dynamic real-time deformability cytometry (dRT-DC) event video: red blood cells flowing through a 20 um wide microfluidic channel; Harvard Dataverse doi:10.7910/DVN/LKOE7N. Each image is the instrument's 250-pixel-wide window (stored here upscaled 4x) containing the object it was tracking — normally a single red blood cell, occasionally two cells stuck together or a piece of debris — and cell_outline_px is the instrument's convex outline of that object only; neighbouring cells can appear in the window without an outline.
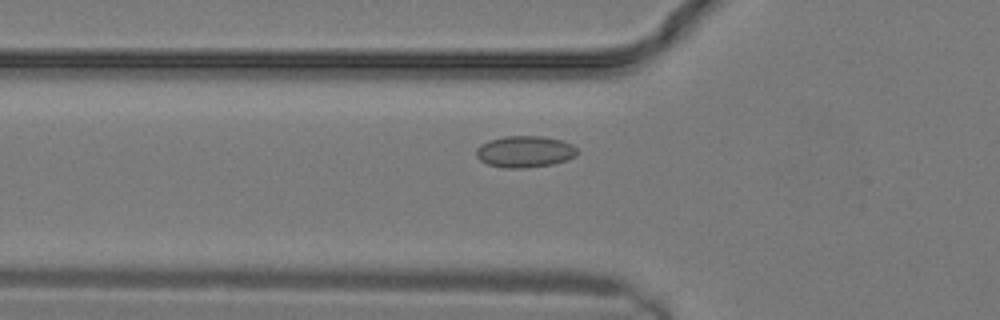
{"species": "common noctule bat (a hibernating species)", "species_latin": "Nyctalus noctula", "temperature_condition": "warm", "stored_images_in_passage": 12, "camera_frame_rate_fps": 3000, "um_per_image_px": 0.085, "animal": {"sex": "male", "body_mass_g": 19.2, "forearm_length_mm": 51.8}, "frame": {"image": 1, "passage_image": 5, "time_ms": 1.333, "image_size_px": [1000, 320], "cell_outline_px": [[576, 156], [552, 164], [528, 168], [504, 168], [488, 164], [480, 160], [476, 156], [476, 148], [480, 144], [488, 140], [504, 136], [544, 136], [560, 140], [572, 144], [576, 148]], "centroid_in_image_um": [44.57, 12.88], "position_along_channel_um": 81.2, "area_um2": 18.61}}
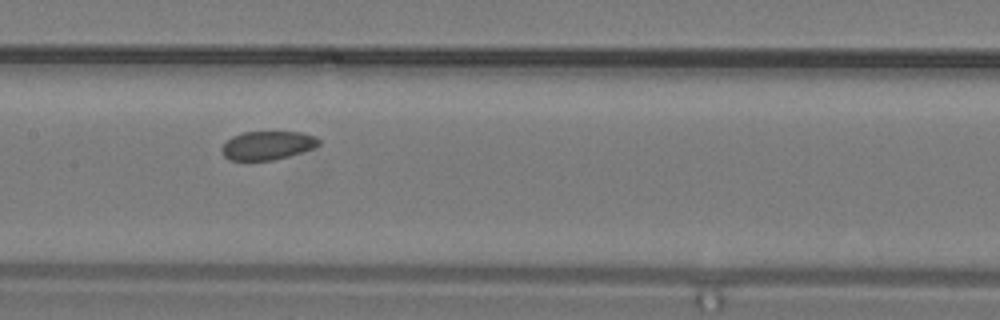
{"frame": {"image": 2, "passage_image": 9, "time_ms": 2.667, "image_size_px": [1000, 320], "cell_outline_px": [[320, 144], [312, 148], [288, 156], [272, 160], [228, 160], [224, 156], [220, 148], [232, 136], [244, 132], [300, 132], [316, 136], [320, 140]], "centroid_in_image_um": [22.72, 12.35], "position_along_channel_um": 184.7, "area_um2": 16.07}}
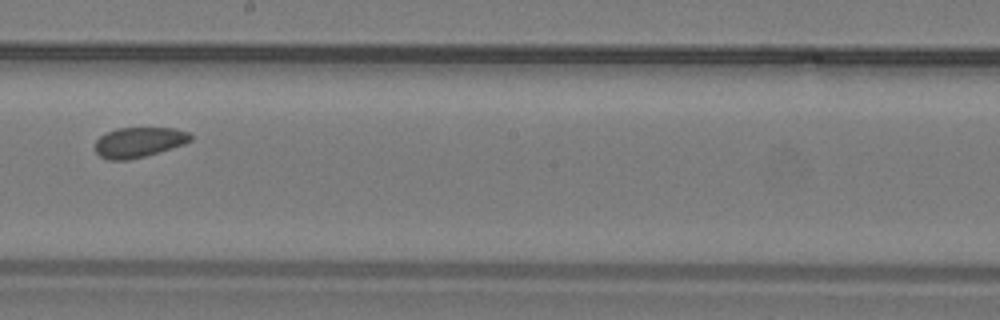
{"frame": {"image": 3, "passage_image": 11, "time_ms": 3.333, "image_size_px": [1000, 320], "cell_outline_px": [[192, 140], [184, 144], [144, 156], [128, 160], [108, 160], [100, 156], [96, 152], [96, 140], [100, 136], [116, 128], [176, 128], [188, 132], [192, 136]], "centroid_in_image_um": [11.81, 12.08], "position_along_channel_um": 236.4, "area_um2": 16.65}}